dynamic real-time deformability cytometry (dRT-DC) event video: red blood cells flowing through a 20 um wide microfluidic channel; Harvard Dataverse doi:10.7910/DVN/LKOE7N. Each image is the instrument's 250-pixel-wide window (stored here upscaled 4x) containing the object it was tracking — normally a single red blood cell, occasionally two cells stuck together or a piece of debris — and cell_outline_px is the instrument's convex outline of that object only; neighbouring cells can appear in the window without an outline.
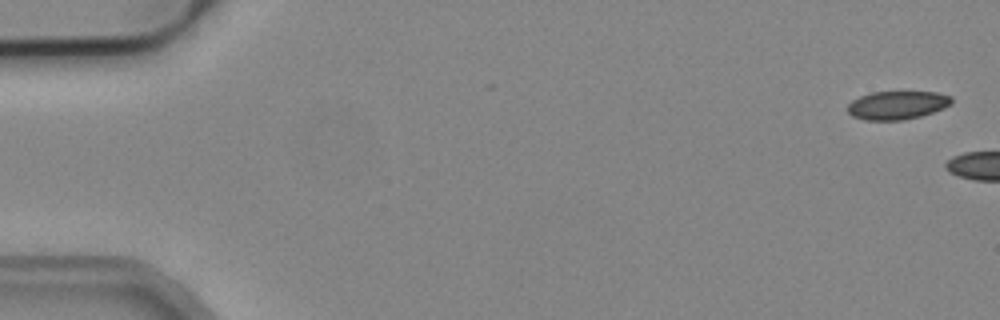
{"species": "common noctule bat (a hibernating species)", "species_latin": "Nyctalus noctula", "temperature_condition": "cold", "stored_images_in_passage": 2, "camera_frame_rate_fps": 3000, "um_per_image_px": 0.085, "animal": {"sex": "male", "body_mass_g": 19.2, "forearm_length_mm": 51.8}, "frame": {"image": 1, "passage_image": 1, "time_ms": 0.0, "image_size_px": [1000, 320], "cell_outline_px": [[952, 104], [944, 108], [920, 116], [904, 120], [864, 120], [852, 116], [848, 112], [848, 104], [852, 100], [860, 96], [872, 92], [936, 92], [952, 96]], "centroid_in_image_um": [76.26, 8.94], "position_along_channel_um": 8.7, "area_um2": 17.22}}